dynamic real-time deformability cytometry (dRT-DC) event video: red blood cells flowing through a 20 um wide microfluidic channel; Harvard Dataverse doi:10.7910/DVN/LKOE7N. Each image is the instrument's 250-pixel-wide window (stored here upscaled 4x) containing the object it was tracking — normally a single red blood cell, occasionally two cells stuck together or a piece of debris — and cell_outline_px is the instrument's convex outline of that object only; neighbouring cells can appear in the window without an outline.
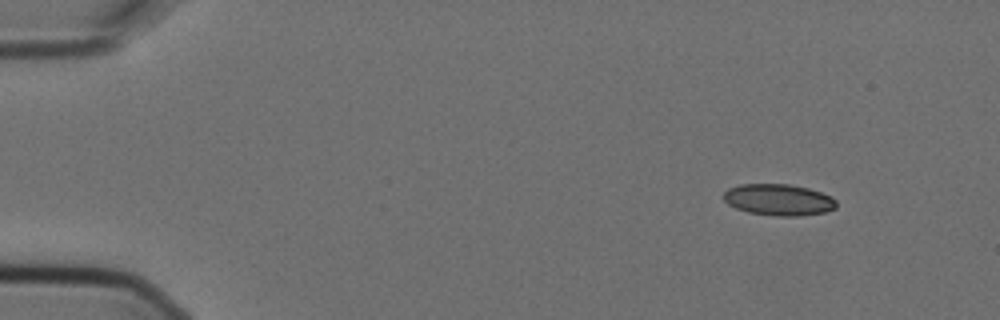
{"species": "Egyptian fruit bat (a non-hibernating species)", "species_latin": "Rousettus aegyptiacus", "temperature_condition": "cold", "stored_images_in_passage": 4, "camera_frame_rate_fps": 3000, "um_per_image_px": 0.085, "animal": {"sex": "female"}, "frame": {"image": 1, "passage_image": 1, "time_ms": 0.0, "image_size_px": [1000, 320], "cell_outline_px": [[836, 208], [824, 212], [800, 216], [776, 216], [748, 212], [736, 208], [728, 204], [724, 200], [724, 192], [728, 188], [740, 184], [788, 184], [808, 188], [832, 196], [836, 200]], "centroid_in_image_um": [66.18, 16.98], "position_along_channel_um": 18.8, "area_um2": 20.69}}
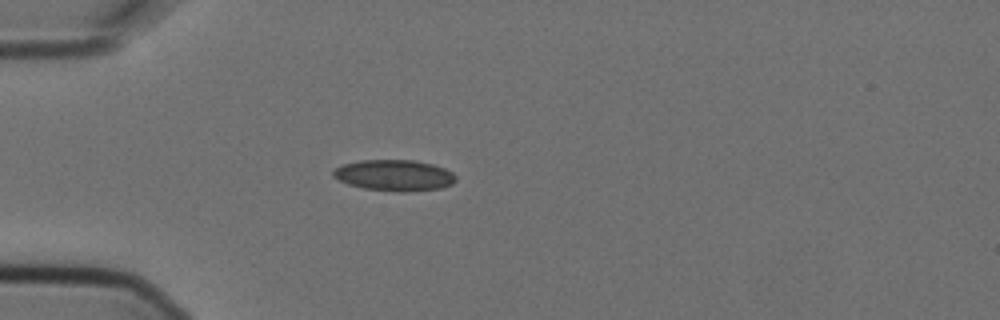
{"frame": {"image": 2, "passage_image": 3, "time_ms": 0.667, "image_size_px": [1000, 320], "cell_outline_px": [[456, 180], [452, 184], [440, 188], [404, 192], [396, 192], [364, 188], [348, 184], [332, 176], [332, 172], [340, 164], [360, 160], [412, 160], [432, 164], [444, 168], [452, 172], [456, 176]], "centroid_in_image_um": [33.5, 14.9], "position_along_channel_um": 51.5, "area_um2": 22.25}}